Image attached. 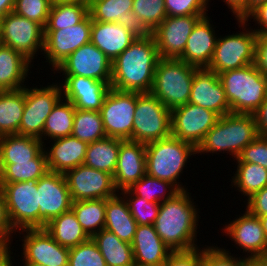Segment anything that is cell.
Returning a JSON list of instances; mask_svg holds the SVG:
<instances>
[{
	"label": "cell",
	"instance_id": "41",
	"mask_svg": "<svg viewBox=\"0 0 267 266\" xmlns=\"http://www.w3.org/2000/svg\"><path fill=\"white\" fill-rule=\"evenodd\" d=\"M237 164L232 185L247 196V199L267 186V169L249 162H237Z\"/></svg>",
	"mask_w": 267,
	"mask_h": 266
},
{
	"label": "cell",
	"instance_id": "11",
	"mask_svg": "<svg viewBox=\"0 0 267 266\" xmlns=\"http://www.w3.org/2000/svg\"><path fill=\"white\" fill-rule=\"evenodd\" d=\"M59 85V86H58ZM41 88H26L25 106L19 125L18 135L31 136L42 141L44 124L53 107L62 98L60 84Z\"/></svg>",
	"mask_w": 267,
	"mask_h": 266
},
{
	"label": "cell",
	"instance_id": "42",
	"mask_svg": "<svg viewBox=\"0 0 267 266\" xmlns=\"http://www.w3.org/2000/svg\"><path fill=\"white\" fill-rule=\"evenodd\" d=\"M72 136L87 144L105 138L107 135L100 112L76 109Z\"/></svg>",
	"mask_w": 267,
	"mask_h": 266
},
{
	"label": "cell",
	"instance_id": "34",
	"mask_svg": "<svg viewBox=\"0 0 267 266\" xmlns=\"http://www.w3.org/2000/svg\"><path fill=\"white\" fill-rule=\"evenodd\" d=\"M133 0H90L92 20L117 22L127 27H138L132 13Z\"/></svg>",
	"mask_w": 267,
	"mask_h": 266
},
{
	"label": "cell",
	"instance_id": "16",
	"mask_svg": "<svg viewBox=\"0 0 267 266\" xmlns=\"http://www.w3.org/2000/svg\"><path fill=\"white\" fill-rule=\"evenodd\" d=\"M65 76H82L110 83L112 62L93 43L82 45L55 69Z\"/></svg>",
	"mask_w": 267,
	"mask_h": 266
},
{
	"label": "cell",
	"instance_id": "60",
	"mask_svg": "<svg viewBox=\"0 0 267 266\" xmlns=\"http://www.w3.org/2000/svg\"><path fill=\"white\" fill-rule=\"evenodd\" d=\"M261 223H262V226H263V230L265 232V235L267 237V215L266 216H262V217H259Z\"/></svg>",
	"mask_w": 267,
	"mask_h": 266
},
{
	"label": "cell",
	"instance_id": "63",
	"mask_svg": "<svg viewBox=\"0 0 267 266\" xmlns=\"http://www.w3.org/2000/svg\"><path fill=\"white\" fill-rule=\"evenodd\" d=\"M53 1H83L89 3L90 0H53Z\"/></svg>",
	"mask_w": 267,
	"mask_h": 266
},
{
	"label": "cell",
	"instance_id": "5",
	"mask_svg": "<svg viewBox=\"0 0 267 266\" xmlns=\"http://www.w3.org/2000/svg\"><path fill=\"white\" fill-rule=\"evenodd\" d=\"M197 154L196 147L186 141L169 136L146 144V174L166 180L179 191L185 187L177 182L189 156Z\"/></svg>",
	"mask_w": 267,
	"mask_h": 266
},
{
	"label": "cell",
	"instance_id": "14",
	"mask_svg": "<svg viewBox=\"0 0 267 266\" xmlns=\"http://www.w3.org/2000/svg\"><path fill=\"white\" fill-rule=\"evenodd\" d=\"M65 179L72 201L108 199L117 195L113 175L84 164L67 171Z\"/></svg>",
	"mask_w": 267,
	"mask_h": 266
},
{
	"label": "cell",
	"instance_id": "28",
	"mask_svg": "<svg viewBox=\"0 0 267 266\" xmlns=\"http://www.w3.org/2000/svg\"><path fill=\"white\" fill-rule=\"evenodd\" d=\"M31 62L11 47H0V91L23 89ZM23 85V86H22Z\"/></svg>",
	"mask_w": 267,
	"mask_h": 266
},
{
	"label": "cell",
	"instance_id": "3",
	"mask_svg": "<svg viewBox=\"0 0 267 266\" xmlns=\"http://www.w3.org/2000/svg\"><path fill=\"white\" fill-rule=\"evenodd\" d=\"M258 135L253 114L228 113L219 117L216 124L205 134L196 147V153L227 151L236 159Z\"/></svg>",
	"mask_w": 267,
	"mask_h": 266
},
{
	"label": "cell",
	"instance_id": "52",
	"mask_svg": "<svg viewBox=\"0 0 267 266\" xmlns=\"http://www.w3.org/2000/svg\"><path fill=\"white\" fill-rule=\"evenodd\" d=\"M14 231L16 232L9 219L5 198L0 194V245H11L10 237Z\"/></svg>",
	"mask_w": 267,
	"mask_h": 266
},
{
	"label": "cell",
	"instance_id": "40",
	"mask_svg": "<svg viewBox=\"0 0 267 266\" xmlns=\"http://www.w3.org/2000/svg\"><path fill=\"white\" fill-rule=\"evenodd\" d=\"M132 13L139 31L150 34L167 17L165 0H133Z\"/></svg>",
	"mask_w": 267,
	"mask_h": 266
},
{
	"label": "cell",
	"instance_id": "47",
	"mask_svg": "<svg viewBox=\"0 0 267 266\" xmlns=\"http://www.w3.org/2000/svg\"><path fill=\"white\" fill-rule=\"evenodd\" d=\"M251 261L248 257L235 258L225 249L216 246H207L202 250L203 266H248Z\"/></svg>",
	"mask_w": 267,
	"mask_h": 266
},
{
	"label": "cell",
	"instance_id": "59",
	"mask_svg": "<svg viewBox=\"0 0 267 266\" xmlns=\"http://www.w3.org/2000/svg\"><path fill=\"white\" fill-rule=\"evenodd\" d=\"M248 266H267V259L252 260Z\"/></svg>",
	"mask_w": 267,
	"mask_h": 266
},
{
	"label": "cell",
	"instance_id": "44",
	"mask_svg": "<svg viewBox=\"0 0 267 266\" xmlns=\"http://www.w3.org/2000/svg\"><path fill=\"white\" fill-rule=\"evenodd\" d=\"M121 194L124 195L129 211L138 225H153L155 223L160 203L148 202L142 197L133 195L128 189L122 190Z\"/></svg>",
	"mask_w": 267,
	"mask_h": 266
},
{
	"label": "cell",
	"instance_id": "6",
	"mask_svg": "<svg viewBox=\"0 0 267 266\" xmlns=\"http://www.w3.org/2000/svg\"><path fill=\"white\" fill-rule=\"evenodd\" d=\"M198 69L180 59L160 58L150 93L169 110L185 105L189 101L194 73Z\"/></svg>",
	"mask_w": 267,
	"mask_h": 266
},
{
	"label": "cell",
	"instance_id": "36",
	"mask_svg": "<svg viewBox=\"0 0 267 266\" xmlns=\"http://www.w3.org/2000/svg\"><path fill=\"white\" fill-rule=\"evenodd\" d=\"M89 14V3L53 1L45 30H59L81 22Z\"/></svg>",
	"mask_w": 267,
	"mask_h": 266
},
{
	"label": "cell",
	"instance_id": "25",
	"mask_svg": "<svg viewBox=\"0 0 267 266\" xmlns=\"http://www.w3.org/2000/svg\"><path fill=\"white\" fill-rule=\"evenodd\" d=\"M216 42L215 30L210 24V18L205 15L196 23L179 59L199 69L207 68L211 62Z\"/></svg>",
	"mask_w": 267,
	"mask_h": 266
},
{
	"label": "cell",
	"instance_id": "61",
	"mask_svg": "<svg viewBox=\"0 0 267 266\" xmlns=\"http://www.w3.org/2000/svg\"><path fill=\"white\" fill-rule=\"evenodd\" d=\"M23 266H44L43 264H37V263H23Z\"/></svg>",
	"mask_w": 267,
	"mask_h": 266
},
{
	"label": "cell",
	"instance_id": "51",
	"mask_svg": "<svg viewBox=\"0 0 267 266\" xmlns=\"http://www.w3.org/2000/svg\"><path fill=\"white\" fill-rule=\"evenodd\" d=\"M249 18H253V21H256L260 25V29H254L258 35L267 34V0L255 2L251 11L244 17V19H237L239 25L246 27V23ZM245 25V26H244ZM262 26V27H261Z\"/></svg>",
	"mask_w": 267,
	"mask_h": 266
},
{
	"label": "cell",
	"instance_id": "39",
	"mask_svg": "<svg viewBox=\"0 0 267 266\" xmlns=\"http://www.w3.org/2000/svg\"><path fill=\"white\" fill-rule=\"evenodd\" d=\"M64 100L61 98L57 102L45 121L43 135L48 139L49 137L52 140L72 135L76 109L70 101Z\"/></svg>",
	"mask_w": 267,
	"mask_h": 266
},
{
	"label": "cell",
	"instance_id": "26",
	"mask_svg": "<svg viewBox=\"0 0 267 266\" xmlns=\"http://www.w3.org/2000/svg\"><path fill=\"white\" fill-rule=\"evenodd\" d=\"M131 246L135 265L163 266L173 252L156 233L154 225H138Z\"/></svg>",
	"mask_w": 267,
	"mask_h": 266
},
{
	"label": "cell",
	"instance_id": "46",
	"mask_svg": "<svg viewBox=\"0 0 267 266\" xmlns=\"http://www.w3.org/2000/svg\"><path fill=\"white\" fill-rule=\"evenodd\" d=\"M52 2L53 0H16L13 11L45 28Z\"/></svg>",
	"mask_w": 267,
	"mask_h": 266
},
{
	"label": "cell",
	"instance_id": "65",
	"mask_svg": "<svg viewBox=\"0 0 267 266\" xmlns=\"http://www.w3.org/2000/svg\"><path fill=\"white\" fill-rule=\"evenodd\" d=\"M259 1H264V0H254V3H255V2H259Z\"/></svg>",
	"mask_w": 267,
	"mask_h": 266
},
{
	"label": "cell",
	"instance_id": "21",
	"mask_svg": "<svg viewBox=\"0 0 267 266\" xmlns=\"http://www.w3.org/2000/svg\"><path fill=\"white\" fill-rule=\"evenodd\" d=\"M63 78H65L61 85L63 99L70 101L75 109L100 111L111 89L110 83L82 76H64Z\"/></svg>",
	"mask_w": 267,
	"mask_h": 266
},
{
	"label": "cell",
	"instance_id": "43",
	"mask_svg": "<svg viewBox=\"0 0 267 266\" xmlns=\"http://www.w3.org/2000/svg\"><path fill=\"white\" fill-rule=\"evenodd\" d=\"M128 190L135 196L142 197L148 202L156 203L171 199L179 191L170 182L150 177L147 174L136 183H133Z\"/></svg>",
	"mask_w": 267,
	"mask_h": 266
},
{
	"label": "cell",
	"instance_id": "13",
	"mask_svg": "<svg viewBox=\"0 0 267 266\" xmlns=\"http://www.w3.org/2000/svg\"><path fill=\"white\" fill-rule=\"evenodd\" d=\"M219 117L212 110L188 102L171 110V136L197 147Z\"/></svg>",
	"mask_w": 267,
	"mask_h": 266
},
{
	"label": "cell",
	"instance_id": "7",
	"mask_svg": "<svg viewBox=\"0 0 267 266\" xmlns=\"http://www.w3.org/2000/svg\"><path fill=\"white\" fill-rule=\"evenodd\" d=\"M171 136V110L151 93L137 92L133 141L150 143Z\"/></svg>",
	"mask_w": 267,
	"mask_h": 266
},
{
	"label": "cell",
	"instance_id": "58",
	"mask_svg": "<svg viewBox=\"0 0 267 266\" xmlns=\"http://www.w3.org/2000/svg\"><path fill=\"white\" fill-rule=\"evenodd\" d=\"M16 0H0V21L14 10Z\"/></svg>",
	"mask_w": 267,
	"mask_h": 266
},
{
	"label": "cell",
	"instance_id": "24",
	"mask_svg": "<svg viewBox=\"0 0 267 266\" xmlns=\"http://www.w3.org/2000/svg\"><path fill=\"white\" fill-rule=\"evenodd\" d=\"M146 174V144L123 140L113 179L118 190L128 189Z\"/></svg>",
	"mask_w": 267,
	"mask_h": 266
},
{
	"label": "cell",
	"instance_id": "32",
	"mask_svg": "<svg viewBox=\"0 0 267 266\" xmlns=\"http://www.w3.org/2000/svg\"><path fill=\"white\" fill-rule=\"evenodd\" d=\"M122 139L106 136L89 143L86 148L84 165L114 175Z\"/></svg>",
	"mask_w": 267,
	"mask_h": 266
},
{
	"label": "cell",
	"instance_id": "35",
	"mask_svg": "<svg viewBox=\"0 0 267 266\" xmlns=\"http://www.w3.org/2000/svg\"><path fill=\"white\" fill-rule=\"evenodd\" d=\"M25 106V87L0 91V136L18 134Z\"/></svg>",
	"mask_w": 267,
	"mask_h": 266
},
{
	"label": "cell",
	"instance_id": "19",
	"mask_svg": "<svg viewBox=\"0 0 267 266\" xmlns=\"http://www.w3.org/2000/svg\"><path fill=\"white\" fill-rule=\"evenodd\" d=\"M21 231V233H20ZM26 232L24 236L23 263H37L44 266H68L69 248L55 241L44 228H27L19 230Z\"/></svg>",
	"mask_w": 267,
	"mask_h": 266
},
{
	"label": "cell",
	"instance_id": "45",
	"mask_svg": "<svg viewBox=\"0 0 267 266\" xmlns=\"http://www.w3.org/2000/svg\"><path fill=\"white\" fill-rule=\"evenodd\" d=\"M68 266H107L92 238L70 248Z\"/></svg>",
	"mask_w": 267,
	"mask_h": 266
},
{
	"label": "cell",
	"instance_id": "29",
	"mask_svg": "<svg viewBox=\"0 0 267 266\" xmlns=\"http://www.w3.org/2000/svg\"><path fill=\"white\" fill-rule=\"evenodd\" d=\"M137 222L132 217L128 204L119 193L106 199V217L104 229L114 233L120 240L132 243L137 229Z\"/></svg>",
	"mask_w": 267,
	"mask_h": 266
},
{
	"label": "cell",
	"instance_id": "17",
	"mask_svg": "<svg viewBox=\"0 0 267 266\" xmlns=\"http://www.w3.org/2000/svg\"><path fill=\"white\" fill-rule=\"evenodd\" d=\"M39 228L72 208V198L64 174L48 171L37 182Z\"/></svg>",
	"mask_w": 267,
	"mask_h": 266
},
{
	"label": "cell",
	"instance_id": "2",
	"mask_svg": "<svg viewBox=\"0 0 267 266\" xmlns=\"http://www.w3.org/2000/svg\"><path fill=\"white\" fill-rule=\"evenodd\" d=\"M187 189L178 191L171 199L160 203L154 228L162 241L172 251L199 248L197 236L198 212Z\"/></svg>",
	"mask_w": 267,
	"mask_h": 266
},
{
	"label": "cell",
	"instance_id": "31",
	"mask_svg": "<svg viewBox=\"0 0 267 266\" xmlns=\"http://www.w3.org/2000/svg\"><path fill=\"white\" fill-rule=\"evenodd\" d=\"M44 229L55 241L69 249L76 247L90 238L83 230L72 210L51 219L45 225Z\"/></svg>",
	"mask_w": 267,
	"mask_h": 266
},
{
	"label": "cell",
	"instance_id": "38",
	"mask_svg": "<svg viewBox=\"0 0 267 266\" xmlns=\"http://www.w3.org/2000/svg\"><path fill=\"white\" fill-rule=\"evenodd\" d=\"M0 169L2 183L39 180L49 171L44 149L30 162H16V164H0Z\"/></svg>",
	"mask_w": 267,
	"mask_h": 266
},
{
	"label": "cell",
	"instance_id": "18",
	"mask_svg": "<svg viewBox=\"0 0 267 266\" xmlns=\"http://www.w3.org/2000/svg\"><path fill=\"white\" fill-rule=\"evenodd\" d=\"M205 15L167 16L150 34L160 58L179 59L196 23Z\"/></svg>",
	"mask_w": 267,
	"mask_h": 266
},
{
	"label": "cell",
	"instance_id": "50",
	"mask_svg": "<svg viewBox=\"0 0 267 266\" xmlns=\"http://www.w3.org/2000/svg\"><path fill=\"white\" fill-rule=\"evenodd\" d=\"M163 266H203L202 249L173 251Z\"/></svg>",
	"mask_w": 267,
	"mask_h": 266
},
{
	"label": "cell",
	"instance_id": "49",
	"mask_svg": "<svg viewBox=\"0 0 267 266\" xmlns=\"http://www.w3.org/2000/svg\"><path fill=\"white\" fill-rule=\"evenodd\" d=\"M235 160L258 164L267 169V137L258 135Z\"/></svg>",
	"mask_w": 267,
	"mask_h": 266
},
{
	"label": "cell",
	"instance_id": "23",
	"mask_svg": "<svg viewBox=\"0 0 267 266\" xmlns=\"http://www.w3.org/2000/svg\"><path fill=\"white\" fill-rule=\"evenodd\" d=\"M217 113L220 117L230 113V106L218 74L206 68L194 73L189 101Z\"/></svg>",
	"mask_w": 267,
	"mask_h": 266
},
{
	"label": "cell",
	"instance_id": "9",
	"mask_svg": "<svg viewBox=\"0 0 267 266\" xmlns=\"http://www.w3.org/2000/svg\"><path fill=\"white\" fill-rule=\"evenodd\" d=\"M258 34L253 30L235 33L217 39L209 66L216 74L234 70L255 62V47Z\"/></svg>",
	"mask_w": 267,
	"mask_h": 266
},
{
	"label": "cell",
	"instance_id": "62",
	"mask_svg": "<svg viewBox=\"0 0 267 266\" xmlns=\"http://www.w3.org/2000/svg\"><path fill=\"white\" fill-rule=\"evenodd\" d=\"M2 188H3V185H2V177H1V169H0V194H3Z\"/></svg>",
	"mask_w": 267,
	"mask_h": 266
},
{
	"label": "cell",
	"instance_id": "27",
	"mask_svg": "<svg viewBox=\"0 0 267 266\" xmlns=\"http://www.w3.org/2000/svg\"><path fill=\"white\" fill-rule=\"evenodd\" d=\"M54 143L45 151L48 170L65 174L84 164L87 143L70 135L53 139Z\"/></svg>",
	"mask_w": 267,
	"mask_h": 266
},
{
	"label": "cell",
	"instance_id": "57",
	"mask_svg": "<svg viewBox=\"0 0 267 266\" xmlns=\"http://www.w3.org/2000/svg\"><path fill=\"white\" fill-rule=\"evenodd\" d=\"M9 248L10 246L8 247V245H0V266H13Z\"/></svg>",
	"mask_w": 267,
	"mask_h": 266
},
{
	"label": "cell",
	"instance_id": "8",
	"mask_svg": "<svg viewBox=\"0 0 267 266\" xmlns=\"http://www.w3.org/2000/svg\"><path fill=\"white\" fill-rule=\"evenodd\" d=\"M37 182L2 183L9 219L15 230L39 228Z\"/></svg>",
	"mask_w": 267,
	"mask_h": 266
},
{
	"label": "cell",
	"instance_id": "53",
	"mask_svg": "<svg viewBox=\"0 0 267 266\" xmlns=\"http://www.w3.org/2000/svg\"><path fill=\"white\" fill-rule=\"evenodd\" d=\"M246 203V210L257 217L267 215V186L252 195Z\"/></svg>",
	"mask_w": 267,
	"mask_h": 266
},
{
	"label": "cell",
	"instance_id": "56",
	"mask_svg": "<svg viewBox=\"0 0 267 266\" xmlns=\"http://www.w3.org/2000/svg\"><path fill=\"white\" fill-rule=\"evenodd\" d=\"M258 130V134L262 137H267V98L253 113Z\"/></svg>",
	"mask_w": 267,
	"mask_h": 266
},
{
	"label": "cell",
	"instance_id": "37",
	"mask_svg": "<svg viewBox=\"0 0 267 266\" xmlns=\"http://www.w3.org/2000/svg\"><path fill=\"white\" fill-rule=\"evenodd\" d=\"M71 210L90 238L104 229L106 199L73 201Z\"/></svg>",
	"mask_w": 267,
	"mask_h": 266
},
{
	"label": "cell",
	"instance_id": "48",
	"mask_svg": "<svg viewBox=\"0 0 267 266\" xmlns=\"http://www.w3.org/2000/svg\"><path fill=\"white\" fill-rule=\"evenodd\" d=\"M209 0H165L167 16L207 15Z\"/></svg>",
	"mask_w": 267,
	"mask_h": 266
},
{
	"label": "cell",
	"instance_id": "1",
	"mask_svg": "<svg viewBox=\"0 0 267 266\" xmlns=\"http://www.w3.org/2000/svg\"><path fill=\"white\" fill-rule=\"evenodd\" d=\"M160 56L151 34L140 36L112 61L111 88L150 93Z\"/></svg>",
	"mask_w": 267,
	"mask_h": 266
},
{
	"label": "cell",
	"instance_id": "15",
	"mask_svg": "<svg viewBox=\"0 0 267 266\" xmlns=\"http://www.w3.org/2000/svg\"><path fill=\"white\" fill-rule=\"evenodd\" d=\"M92 18L88 14L76 25L59 30H45L44 48L45 62L53 68L61 64L71 53L90 42Z\"/></svg>",
	"mask_w": 267,
	"mask_h": 266
},
{
	"label": "cell",
	"instance_id": "64",
	"mask_svg": "<svg viewBox=\"0 0 267 266\" xmlns=\"http://www.w3.org/2000/svg\"><path fill=\"white\" fill-rule=\"evenodd\" d=\"M3 45V42H2V34H1V30H0V47Z\"/></svg>",
	"mask_w": 267,
	"mask_h": 266
},
{
	"label": "cell",
	"instance_id": "30",
	"mask_svg": "<svg viewBox=\"0 0 267 266\" xmlns=\"http://www.w3.org/2000/svg\"><path fill=\"white\" fill-rule=\"evenodd\" d=\"M43 144V141L31 136H0V164L30 162L44 149Z\"/></svg>",
	"mask_w": 267,
	"mask_h": 266
},
{
	"label": "cell",
	"instance_id": "10",
	"mask_svg": "<svg viewBox=\"0 0 267 266\" xmlns=\"http://www.w3.org/2000/svg\"><path fill=\"white\" fill-rule=\"evenodd\" d=\"M136 101L137 92L109 90L99 111L108 137L133 141Z\"/></svg>",
	"mask_w": 267,
	"mask_h": 266
},
{
	"label": "cell",
	"instance_id": "20",
	"mask_svg": "<svg viewBox=\"0 0 267 266\" xmlns=\"http://www.w3.org/2000/svg\"><path fill=\"white\" fill-rule=\"evenodd\" d=\"M224 232L231 237L248 255L249 259H267V237L259 217L247 210L239 218L224 227Z\"/></svg>",
	"mask_w": 267,
	"mask_h": 266
},
{
	"label": "cell",
	"instance_id": "55",
	"mask_svg": "<svg viewBox=\"0 0 267 266\" xmlns=\"http://www.w3.org/2000/svg\"><path fill=\"white\" fill-rule=\"evenodd\" d=\"M223 2H226L236 19H244L254 5V0H224Z\"/></svg>",
	"mask_w": 267,
	"mask_h": 266
},
{
	"label": "cell",
	"instance_id": "54",
	"mask_svg": "<svg viewBox=\"0 0 267 266\" xmlns=\"http://www.w3.org/2000/svg\"><path fill=\"white\" fill-rule=\"evenodd\" d=\"M254 64L267 76V34L257 36Z\"/></svg>",
	"mask_w": 267,
	"mask_h": 266
},
{
	"label": "cell",
	"instance_id": "4",
	"mask_svg": "<svg viewBox=\"0 0 267 266\" xmlns=\"http://www.w3.org/2000/svg\"><path fill=\"white\" fill-rule=\"evenodd\" d=\"M230 113L253 114L267 98V76L255 64L218 74Z\"/></svg>",
	"mask_w": 267,
	"mask_h": 266
},
{
	"label": "cell",
	"instance_id": "12",
	"mask_svg": "<svg viewBox=\"0 0 267 266\" xmlns=\"http://www.w3.org/2000/svg\"><path fill=\"white\" fill-rule=\"evenodd\" d=\"M3 45L21 53L30 62L38 49L43 51L45 28L26 17L9 12L0 21Z\"/></svg>",
	"mask_w": 267,
	"mask_h": 266
},
{
	"label": "cell",
	"instance_id": "22",
	"mask_svg": "<svg viewBox=\"0 0 267 266\" xmlns=\"http://www.w3.org/2000/svg\"><path fill=\"white\" fill-rule=\"evenodd\" d=\"M142 34L138 27L92 20L90 42L112 62Z\"/></svg>",
	"mask_w": 267,
	"mask_h": 266
},
{
	"label": "cell",
	"instance_id": "33",
	"mask_svg": "<svg viewBox=\"0 0 267 266\" xmlns=\"http://www.w3.org/2000/svg\"><path fill=\"white\" fill-rule=\"evenodd\" d=\"M91 238L100 250L107 266L135 265L131 244L120 240L114 233L102 229Z\"/></svg>",
	"mask_w": 267,
	"mask_h": 266
}]
</instances>
